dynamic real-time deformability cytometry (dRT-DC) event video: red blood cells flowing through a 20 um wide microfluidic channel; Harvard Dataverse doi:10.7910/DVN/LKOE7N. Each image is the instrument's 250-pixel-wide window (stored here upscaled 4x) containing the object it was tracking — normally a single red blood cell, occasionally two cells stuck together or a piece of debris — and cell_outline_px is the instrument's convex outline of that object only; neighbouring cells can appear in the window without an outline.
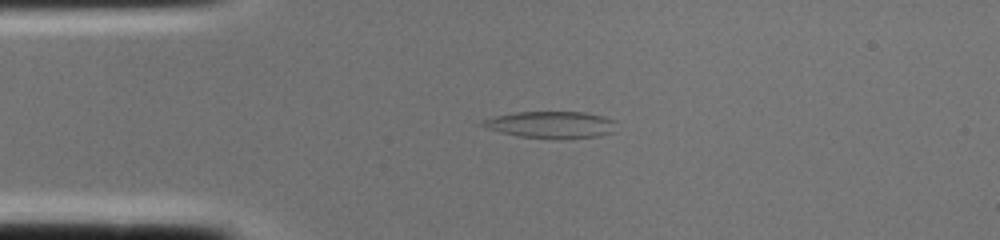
{"species": "common noctule bat (a hibernating species)", "species_latin": "Nyctalus noctula", "temperature_condition": "cold", "stored_images_in_passage": 1, "camera_frame_rate_fps": 3000, "um_per_image_px": 0.085, "animal": {"sex": "female", "body_mass_g": 22.0, "forearm_length_mm": 56.7}, "frame": {"image": 1, "passage_image": 1, "time_ms": 0.0, "image_size_px": [1000, 240], "cell_outline_px": [[616, 132], [600, 136], [516, 136], [500, 132], [488, 128], [480, 124], [480, 120], [496, 116], [516, 112], [584, 112], [604, 116], [616, 120]], "centroid_in_image_um": [46.87, 10.55], "position_along_channel_um": 38.1, "area_um2": 20.23}}